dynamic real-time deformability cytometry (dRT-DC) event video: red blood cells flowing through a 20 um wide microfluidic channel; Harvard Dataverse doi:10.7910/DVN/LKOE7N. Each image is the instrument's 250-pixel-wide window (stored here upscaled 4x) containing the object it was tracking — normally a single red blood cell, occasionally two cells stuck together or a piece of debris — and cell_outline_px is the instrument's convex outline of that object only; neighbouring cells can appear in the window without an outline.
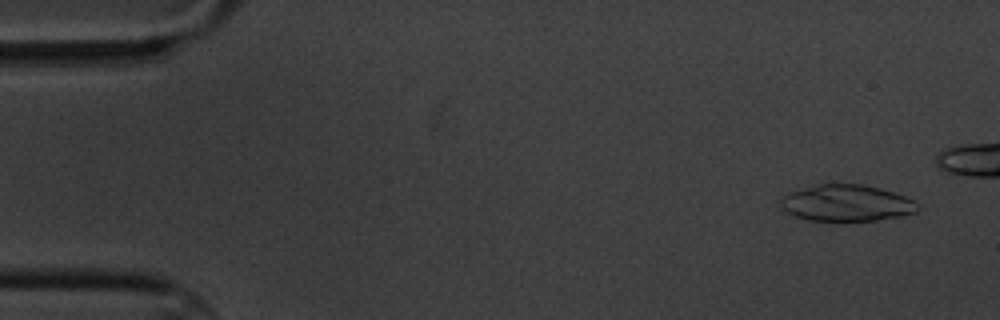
{"species": "common noctule bat (a hibernating species)", "species_latin": "Nyctalus noctula", "temperature_condition": "cold", "stored_images_in_passage": 9, "camera_frame_rate_fps": 3000, "um_per_image_px": 0.085, "animal": {"sex": "male", "body_mass_g": 20.1, "forearm_length_mm": 53.5}, "frame": {"image": 1, "passage_image": 1, "time_ms": 0.0, "image_size_px": [1000, 320], "cell_outline_px": [[920, 208], [916, 212], [904, 216], [876, 220], [840, 224], [808, 220], [796, 216], [780, 208], [780, 196], [788, 192], [816, 184], [860, 184], [880, 188], [904, 196], [912, 200]], "centroid_in_image_um": [71.91, 17.3], "position_along_channel_um": 13.1, "area_um2": 30.06}}